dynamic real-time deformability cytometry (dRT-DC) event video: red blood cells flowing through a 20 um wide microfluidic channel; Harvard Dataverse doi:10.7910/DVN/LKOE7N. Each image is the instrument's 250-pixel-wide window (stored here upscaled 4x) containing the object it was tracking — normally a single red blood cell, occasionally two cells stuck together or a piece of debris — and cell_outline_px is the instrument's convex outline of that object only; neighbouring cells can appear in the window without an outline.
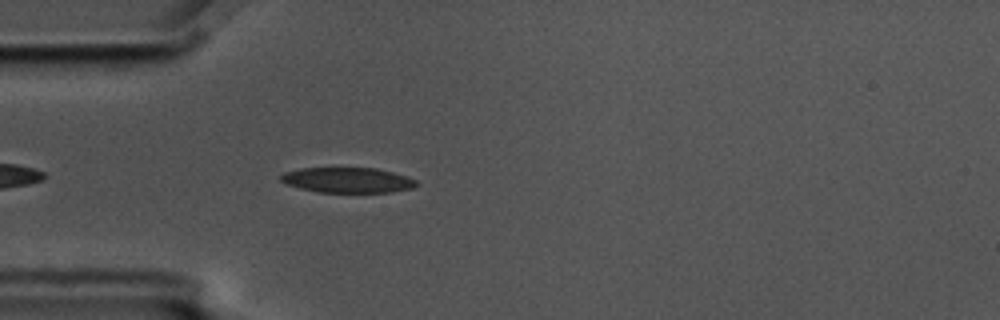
{"species": "common noctule bat (a hibernating species)", "species_latin": "Nyctalus noctula", "temperature_condition": "cold", "stored_images_in_passage": 1, "camera_frame_rate_fps": 3000, "um_per_image_px": 0.085, "animal": {"sex": "male", "body_mass_g": 17.5, "forearm_length_mm": 52.3}, "frame": {"image": 1, "passage_image": 1, "time_ms": 0.0, "image_size_px": [1000, 320], "cell_outline_px": [[420, 184], [412, 188], [392, 192], [320, 192], [300, 188], [288, 184], [280, 180], [280, 176], [284, 172], [300, 168], [376, 168], [408, 176], [416, 180]], "centroid_in_image_um": [29.58, 15.3], "position_along_channel_um": 55.4, "area_um2": 19.94}}